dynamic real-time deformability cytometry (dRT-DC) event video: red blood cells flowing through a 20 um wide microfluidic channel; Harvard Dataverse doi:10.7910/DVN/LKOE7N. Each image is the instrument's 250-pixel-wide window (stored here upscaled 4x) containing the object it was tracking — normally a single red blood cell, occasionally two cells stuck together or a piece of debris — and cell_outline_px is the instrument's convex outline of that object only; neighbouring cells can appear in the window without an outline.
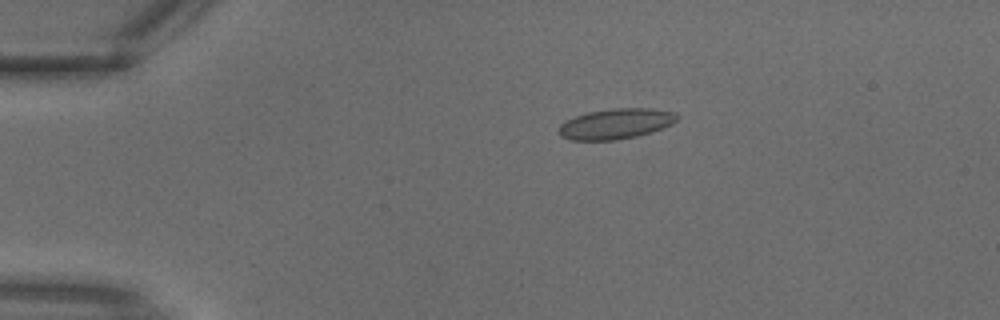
{"species": "common noctule bat (a hibernating species)", "species_latin": "Nyctalus noctula", "temperature_condition": "warm", "stored_images_in_passage": 3, "camera_frame_rate_fps": 3000, "um_per_image_px": 0.085, "animal": {"sex": "male", "body_mass_g": 18.8}, "frame": {"image": 1, "passage_image": 2, "time_ms": 0.333, "image_size_px": [1000, 320], "cell_outline_px": [[680, 116], [672, 124], [636, 136], [616, 140], [568, 140], [560, 136], [560, 124], [576, 116], [588, 112], [612, 108], [652, 108], [676, 112]], "centroid_in_image_um": [52.36, 10.51], "position_along_channel_um": 32.6, "area_um2": 20.81}}